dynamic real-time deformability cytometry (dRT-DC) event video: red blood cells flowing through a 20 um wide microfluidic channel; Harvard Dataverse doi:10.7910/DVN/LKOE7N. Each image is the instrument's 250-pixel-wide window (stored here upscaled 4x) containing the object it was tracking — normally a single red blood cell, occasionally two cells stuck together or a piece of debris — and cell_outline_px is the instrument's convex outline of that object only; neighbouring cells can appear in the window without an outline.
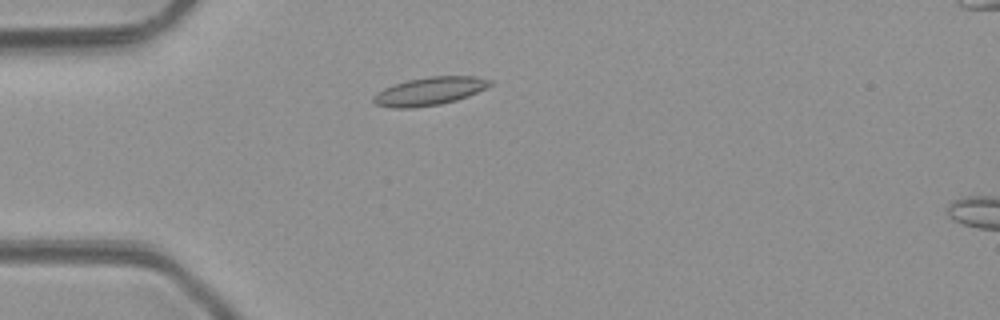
{"species": "common noctule bat (a hibernating species)", "species_latin": "Nyctalus noctula", "temperature_condition": "room temperature", "stored_images_in_passage": 3, "camera_frame_rate_fps": 3000, "um_per_image_px": 0.085, "animal": {"sex": "male", "body_mass_g": 23.1, "forearm_length_mm": 52.7}, "frame": {"image": 1, "passage_image": 2, "time_ms": 1.0, "image_size_px": [1000, 320], "cell_outline_px": [[492, 84], [468, 96], [456, 100], [440, 104], [412, 108], [392, 108], [376, 104], [372, 100], [372, 96], [384, 88], [408, 80], [428, 76], [476, 76], [492, 80]], "centroid_in_image_um": [36.5, 7.75], "position_along_channel_um": 48.5, "area_um2": 18.96}}